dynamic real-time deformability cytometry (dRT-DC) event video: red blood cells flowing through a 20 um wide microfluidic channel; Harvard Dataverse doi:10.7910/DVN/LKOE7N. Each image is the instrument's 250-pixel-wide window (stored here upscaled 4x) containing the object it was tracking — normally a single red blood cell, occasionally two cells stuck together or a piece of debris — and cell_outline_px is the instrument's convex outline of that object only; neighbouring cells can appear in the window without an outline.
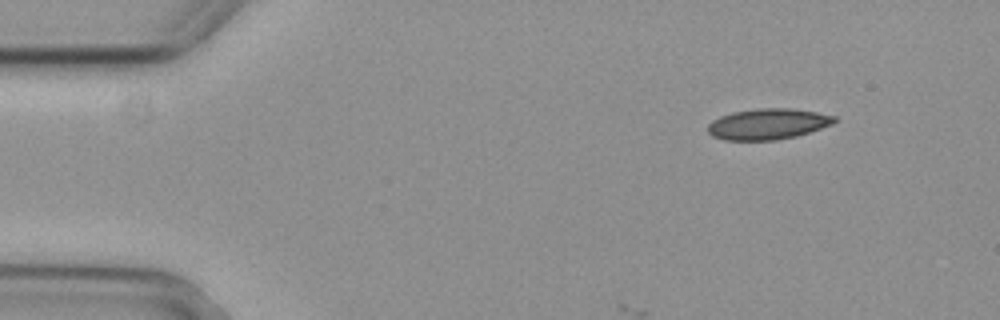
{"species": "common noctule bat (a hibernating species)", "species_latin": "Nyctalus noctula", "temperature_condition": "cold", "stored_images_in_passage": 4, "segment_of_instrument_passage": [2, 2], "camera_frame_rate_fps": 3000, "um_per_image_px": 0.085, "animal": {"sex": "female", "body_mass_g": 29.2, "forearm_length_mm": 56.3}, "frame": {"image": 1, "passage_image": 4, "time_ms": 1.0, "image_size_px": [1000, 320], "cell_outline_px": [[836, 120], [832, 124], [796, 136], [776, 140], [724, 140], [712, 136], [708, 132], [708, 124], [712, 120], [720, 116], [732, 112], [756, 108], [792, 108], [816, 112], [836, 116]], "centroid_in_image_um": [65.24, 10.53], "position_along_channel_um": 19.8, "area_um2": 22.77}}